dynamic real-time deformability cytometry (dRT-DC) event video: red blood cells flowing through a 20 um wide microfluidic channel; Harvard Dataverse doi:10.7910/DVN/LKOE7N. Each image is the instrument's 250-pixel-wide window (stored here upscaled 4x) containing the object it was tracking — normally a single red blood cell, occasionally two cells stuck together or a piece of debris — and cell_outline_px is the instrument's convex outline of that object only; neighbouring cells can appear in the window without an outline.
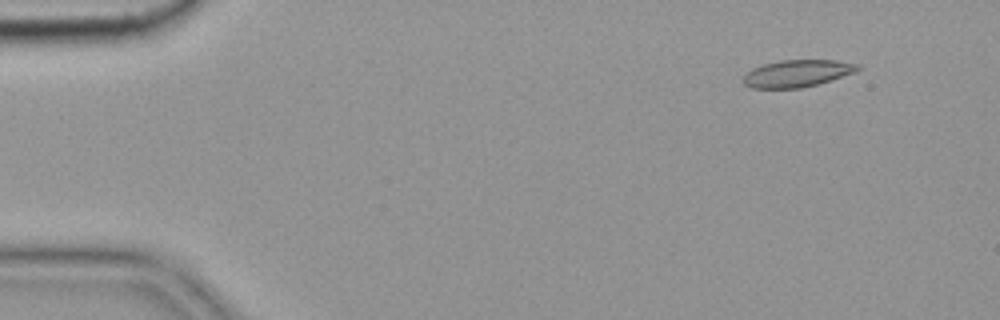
{"species": "common noctule bat (a hibernating species)", "species_latin": "Nyctalus noctula", "temperature_condition": "cold", "stored_images_in_passage": 5, "camera_frame_rate_fps": 3000, "um_per_image_px": 0.085, "animal": {"sex": "female", "body_mass_g": 19.9}, "frame": {"image": 1, "passage_image": 2, "time_ms": 0.333, "image_size_px": [1000, 320], "cell_outline_px": [[860, 68], [856, 72], [816, 84], [800, 88], [752, 88], [744, 84], [744, 76], [752, 68], [764, 64], [780, 60], [836, 60], [860, 64]], "centroid_in_image_um": [67.77, 6.23], "position_along_channel_um": 17.2, "area_um2": 17.92}}
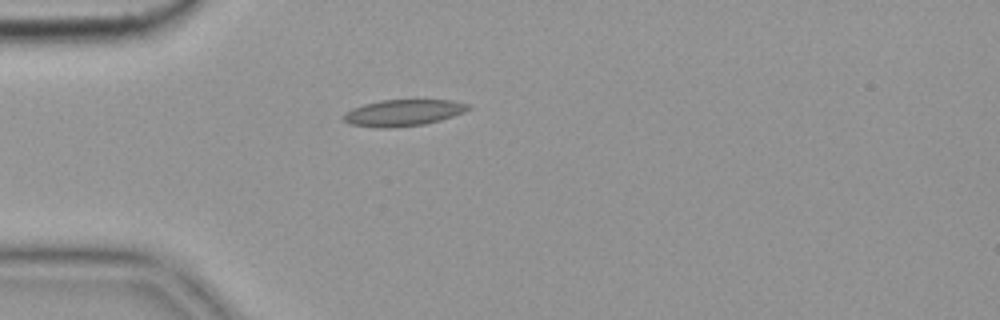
{"frame": {"image": 2, "passage_image": 5, "time_ms": 1.333, "image_size_px": [1000, 320], "cell_outline_px": [[472, 108], [464, 112], [440, 120], [424, 124], [388, 128], [380, 128], [348, 124], [344, 120], [344, 116], [352, 108], [364, 104], [380, 100], [452, 100], [468, 104]], "centroid_in_image_um": [34.28, 9.58], "position_along_channel_um": 50.7, "area_um2": 19.07}}